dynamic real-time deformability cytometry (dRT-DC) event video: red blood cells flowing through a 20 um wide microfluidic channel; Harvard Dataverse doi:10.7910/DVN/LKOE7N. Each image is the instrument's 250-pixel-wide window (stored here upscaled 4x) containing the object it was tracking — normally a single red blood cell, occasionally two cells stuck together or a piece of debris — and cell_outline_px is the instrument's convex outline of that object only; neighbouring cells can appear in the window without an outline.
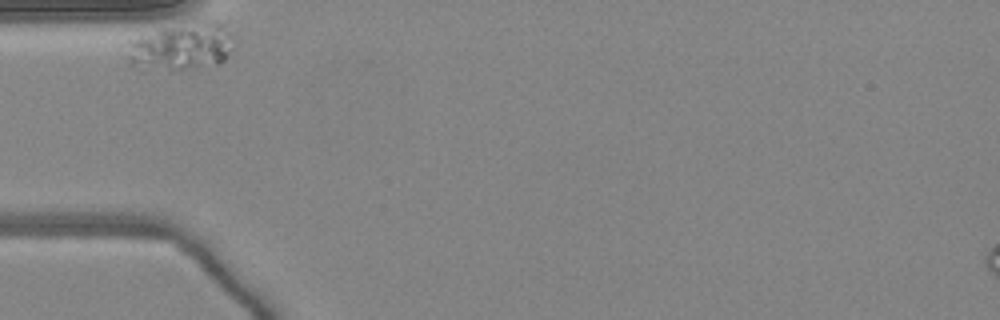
{"species": "common noctule bat (a hibernating species)", "species_latin": "Nyctalus noctula", "temperature_condition": "warm", "stored_images_in_passage": 27, "camera_frame_rate_fps": 3000, "um_per_image_px": 0.085, "animal": {"sex": "female", "body_mass_g": 24.6, "forearm_length_mm": 56.2}, "frame": {"image": 1, "passage_image": 1, "time_ms": 0.0, "image_size_px": [1000, 320], "cell_outline_px": [[228, 52], [224, 60], [220, 64], [192, 68], [140, 72], [132, 68], [128, 64], [128, 40], [160, 28], [192, 20], [204, 20], [220, 24], [228, 36]], "centroid_in_image_um": [15.23, 4.0], "position_along_channel_um": 69.8, "area_um2": 29.59}}
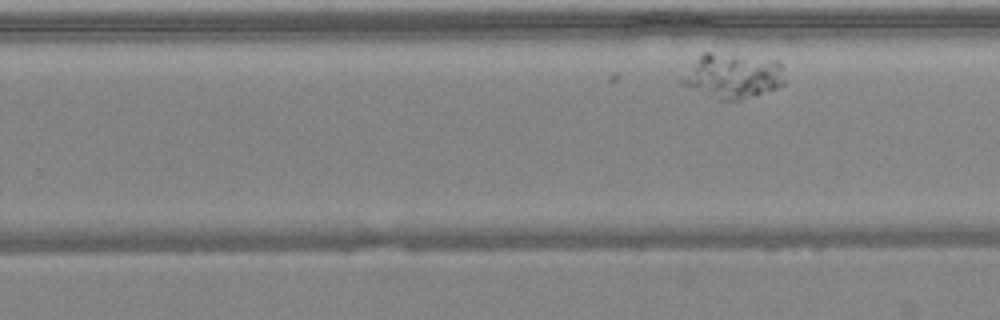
{"frame": {"image": 2, "passage_image": 19, "time_ms": 6.0, "image_size_px": [1000, 320], "cell_outline_px": [[784, 84], [776, 88], [756, 96], [740, 100], [716, 100], [680, 84], [680, 80], [700, 56], [704, 52], [712, 52], [780, 60], [784, 80]], "centroid_in_image_um": [62.31, 6.47], "position_along_channel_um": 267.5, "area_um2": 26.93}}
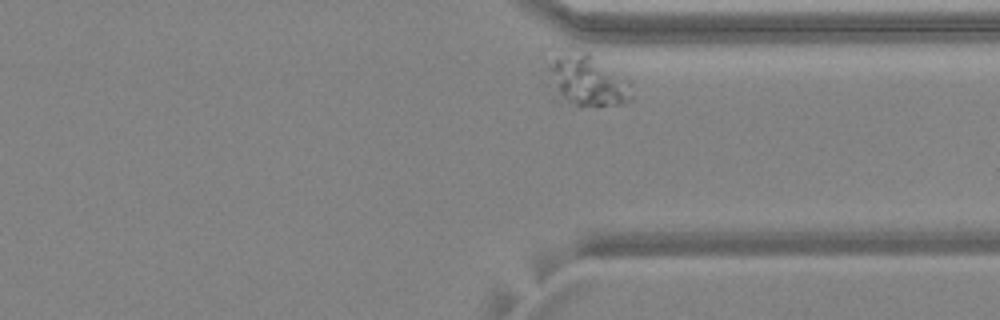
{"frame": {"image": 3, "passage_image": 27, "time_ms": 8.667, "image_size_px": [1000, 320], "cell_outline_px": [[632, 100], [620, 104], [576, 104], [564, 100], [548, 68], [548, 64], [556, 48], [560, 48], [588, 52], [628, 76], [632, 80]], "centroid_in_image_um": [50.02, 6.71], "position_along_channel_um": 361.4, "area_um2": 24.97}}